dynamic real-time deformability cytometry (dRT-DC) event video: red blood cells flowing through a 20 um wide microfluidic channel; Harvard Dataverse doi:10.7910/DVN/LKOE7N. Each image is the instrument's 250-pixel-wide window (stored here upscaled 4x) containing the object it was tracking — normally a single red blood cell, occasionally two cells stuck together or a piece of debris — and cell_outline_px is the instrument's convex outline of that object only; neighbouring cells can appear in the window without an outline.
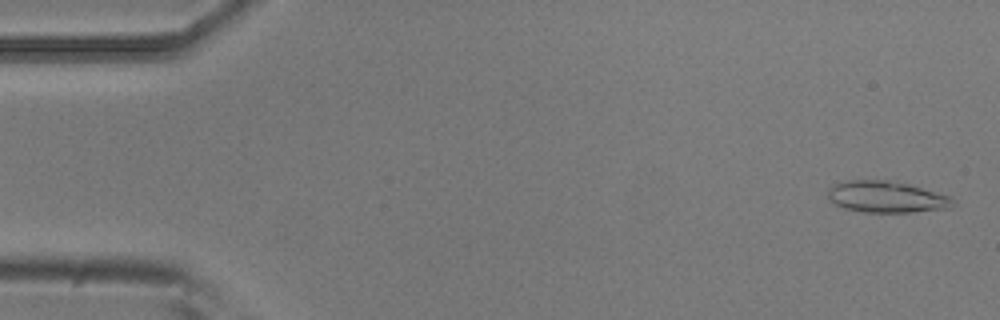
{"species": "common noctule bat (a hibernating species)", "species_latin": "Nyctalus noctula", "temperature_condition": "room temperature", "stored_images_in_passage": 53, "camera_frame_rate_fps": 3000, "um_per_image_px": 0.085, "animal": {"sex": "male", "body_mass_g": 20.5, "forearm_length_mm": 52.5}, "frame": {"image": 1, "passage_image": 1, "time_ms": 0.0, "image_size_px": [1000, 320], "cell_outline_px": [[956, 204], [948, 208], [912, 212], [860, 212], [844, 208], [828, 200], [828, 188], [832, 184], [848, 180], [888, 180], [908, 184], [948, 196]], "centroid_in_image_um": [75.28, 16.74], "position_along_channel_um": 9.7, "area_um2": 22.83}}
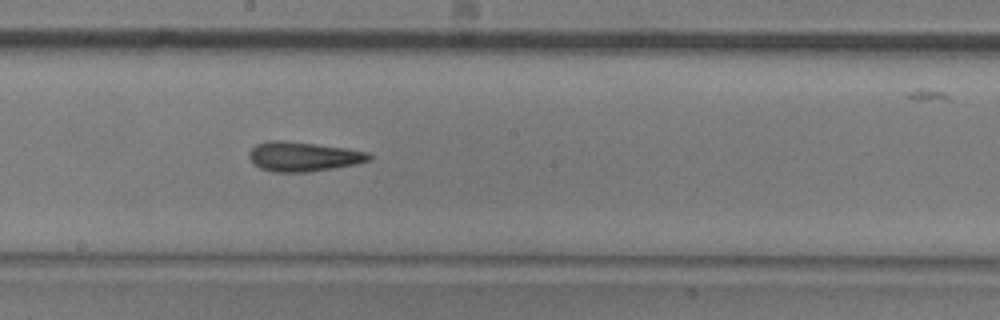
{"frame": {"image": 2, "passage_image": 28, "time_ms": 9.0, "image_size_px": [1000, 320], "cell_outline_px": [[372, 160], [356, 164], [308, 172], [272, 172], [260, 168], [252, 164], [248, 156], [248, 152], [256, 144], [268, 140], [284, 140], [348, 148], [368, 152], [372, 156]], "centroid_in_image_um": [25.75, 13.3], "position_along_channel_um": 222.4, "area_um2": 20.92}}
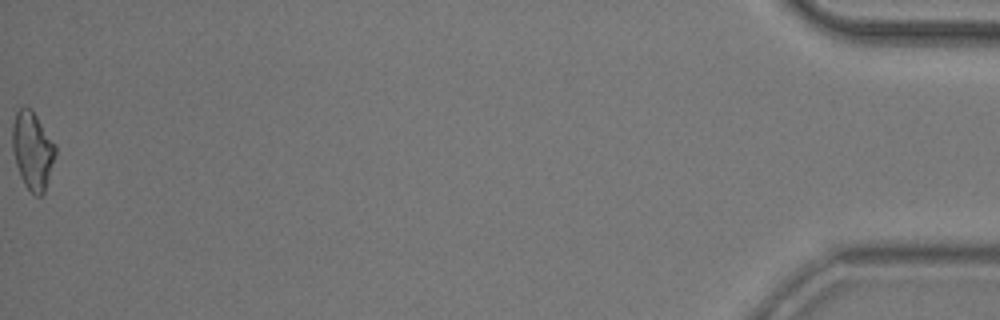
{"frame": {"image": 3, "passage_image": 53, "time_ms": 17.333, "image_size_px": [1000, 320], "cell_outline_px": [[56, 152], [44, 192], [40, 196], [36, 196], [24, 184], [20, 176], [16, 164], [12, 148], [12, 124], [16, 112], [24, 104], [32, 108], [56, 144]], "centroid_in_image_um": [2.75, 12.72], "position_along_channel_um": 432.4, "area_um2": 19.65}, "authors_computed_cell_mechanics": {"area_um2": 20.1722, "velocity_mm_per_s": 3.7504, "shape_relaxation_time_tau1_ms": null, "shape_relaxation_time_tau2_ms": 4.3559, "deformation_change_tau1": null, "deformation_change_tau2": 0.1642}}